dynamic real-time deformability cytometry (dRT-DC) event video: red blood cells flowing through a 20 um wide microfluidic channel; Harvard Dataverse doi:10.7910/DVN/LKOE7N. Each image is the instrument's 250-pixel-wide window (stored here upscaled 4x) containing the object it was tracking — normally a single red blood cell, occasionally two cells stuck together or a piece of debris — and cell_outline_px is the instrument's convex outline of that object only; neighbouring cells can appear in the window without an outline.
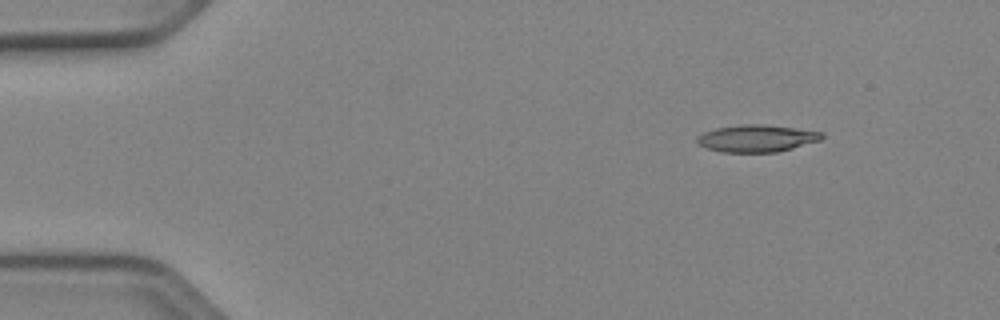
{"species": "Egyptian fruit bat (a non-hibernating species)", "species_latin": "Rousettus aegyptiacus", "temperature_condition": "cold", "stored_images_in_passage": 46, "camera_frame_rate_fps": 3000, "um_per_image_px": 0.085, "animal": {"sex": "female"}, "frame": {"image": 1, "passage_image": 1, "time_ms": 0.0, "image_size_px": [1000, 320], "cell_outline_px": [[824, 136], [820, 140], [792, 148], [776, 152], [720, 152], [708, 148], [700, 144], [696, 140], [696, 136], [704, 132], [716, 128], [740, 124], [764, 124], [824, 132]], "centroid_in_image_um": [64.31, 11.75], "position_along_channel_um": 20.7, "area_um2": 19.65}}
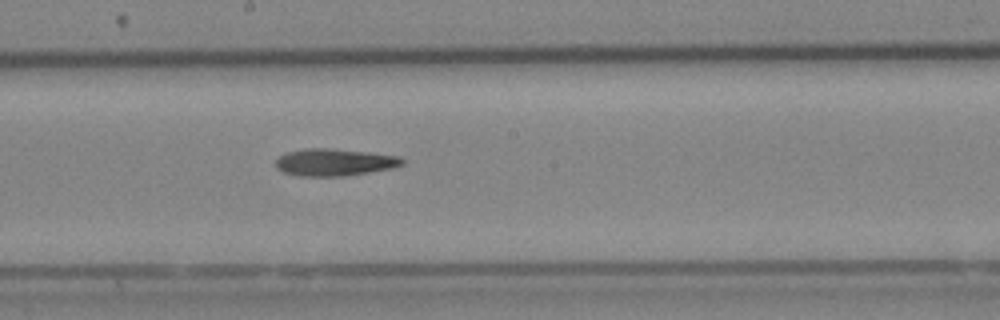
{"frame": {"image": 2, "passage_image": 23, "time_ms": 7.333, "image_size_px": [1000, 320], "cell_outline_px": [[404, 164], [392, 168], [344, 176], [300, 176], [284, 172], [276, 168], [276, 160], [280, 156], [288, 152], [304, 148], [332, 148], [368, 152], [400, 156], [404, 160]], "centroid_in_image_um": [28.44, 13.78], "position_along_channel_um": 219.8, "area_um2": 20.0}}
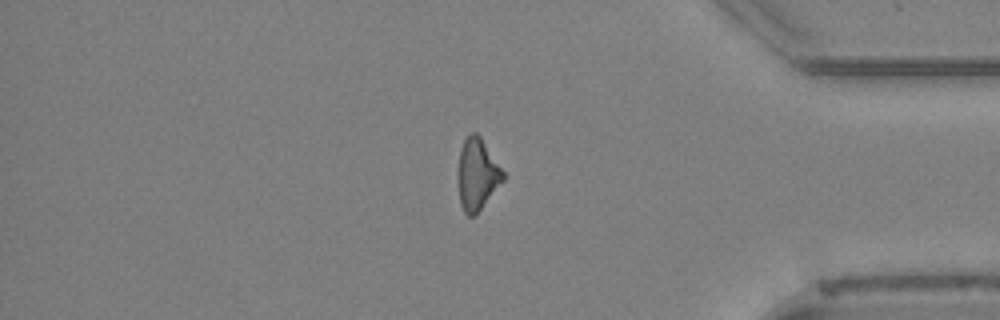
{"frame": {"image": 3, "passage_image": 38, "time_ms": 12.333, "image_size_px": [1000, 320], "cell_outline_px": [[504, 180], [480, 208], [472, 216], [468, 216], [464, 212], [460, 204], [456, 176], [456, 172], [460, 148], [464, 140], [472, 132], [476, 132], [480, 136], [504, 172]], "centroid_in_image_um": [40.51, 14.8], "position_along_channel_um": 394.7, "area_um2": 18.79}, "authors_computed_cell_mechanics": {"area_um2": 19.652, "velocity_mm_per_s": 3.9697, "shape_relaxation_time_tau1_ms": 2.1455, "shape_relaxation_time_tau2_ms": null, "deformation_change_tau1": 0.1749, "deformation_change_tau2": null}}